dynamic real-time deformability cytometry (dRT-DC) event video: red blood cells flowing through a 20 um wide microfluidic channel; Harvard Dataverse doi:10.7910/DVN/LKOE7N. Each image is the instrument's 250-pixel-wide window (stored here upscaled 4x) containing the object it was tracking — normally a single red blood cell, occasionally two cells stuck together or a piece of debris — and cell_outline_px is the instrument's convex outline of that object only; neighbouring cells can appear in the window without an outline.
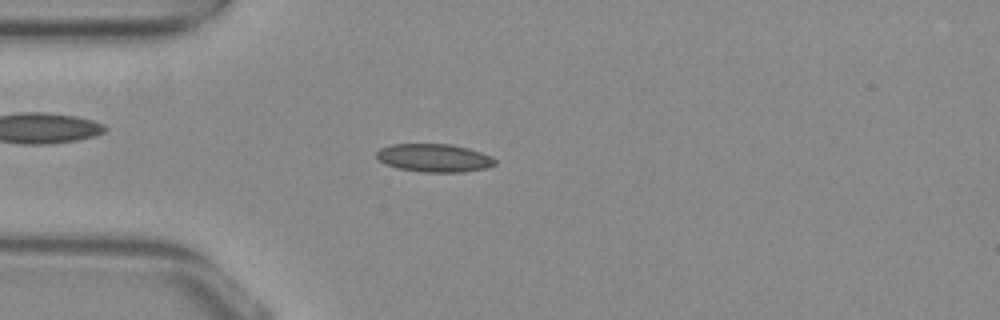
{"species": "common noctule bat (a hibernating species)", "species_latin": "Nyctalus noctula", "temperature_condition": "warm", "stored_images_in_passage": 21, "camera_frame_rate_fps": 3000, "um_per_image_px": 0.085, "animal": {"sex": "female", "body_mass_g": 29.2, "forearm_length_mm": 56.3}, "frame": {"image": 1, "passage_image": 1, "time_ms": 0.0, "image_size_px": [1000, 320], "cell_outline_px": [[496, 164], [484, 168], [464, 172], [420, 172], [396, 168], [384, 164], [376, 156], [376, 152], [380, 148], [392, 144], [452, 144], [468, 148], [492, 156], [496, 160]], "centroid_in_image_um": [36.88, 13.42], "position_along_channel_um": 48.1, "area_um2": 19.54}}
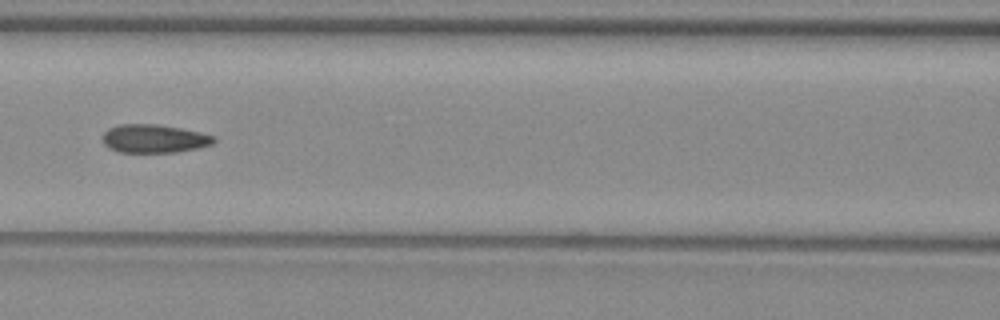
{"frame": {"image": 2, "passage_image": 10, "time_ms": 3.0, "image_size_px": [1000, 320], "cell_outline_px": [[216, 140], [212, 144], [196, 148], [176, 152], [120, 152], [108, 148], [104, 144], [104, 132], [108, 128], [120, 124], [156, 124], [180, 128], [200, 132], [216, 136]], "centroid_in_image_um": [13.1, 11.78], "position_along_channel_um": 153.5, "area_um2": 18.32}}
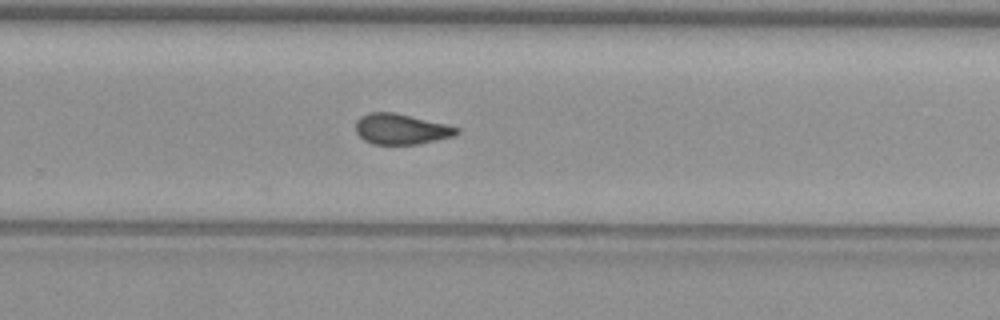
{"frame": {"image": 3, "passage_image": 21, "time_ms": 6.667, "image_size_px": [1000, 320], "cell_outline_px": [[460, 132], [456, 136], [420, 144], [372, 144], [364, 140], [356, 132], [356, 120], [360, 116], [368, 112], [392, 112], [444, 124], [460, 128]], "centroid_in_image_um": [34.09, 10.98], "position_along_channel_um": 295.7, "area_um2": 17.98}}